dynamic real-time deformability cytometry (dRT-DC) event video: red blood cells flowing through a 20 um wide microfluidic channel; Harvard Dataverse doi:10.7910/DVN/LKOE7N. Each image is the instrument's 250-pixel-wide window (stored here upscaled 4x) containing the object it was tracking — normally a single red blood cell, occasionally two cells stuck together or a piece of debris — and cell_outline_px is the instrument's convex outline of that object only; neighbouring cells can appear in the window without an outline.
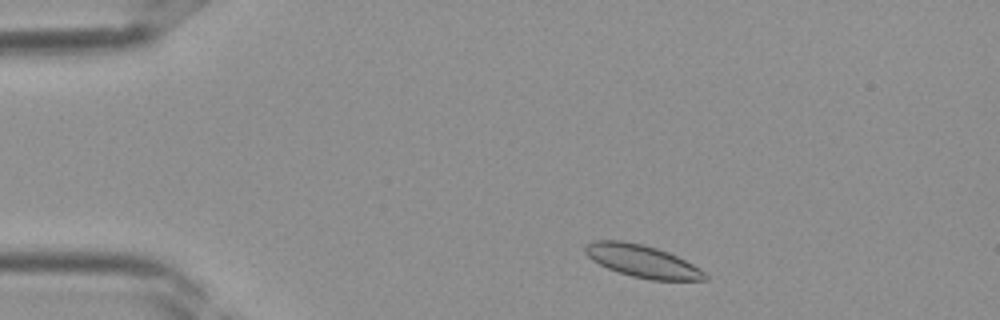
{"species": "Egyptian fruit bat (a non-hibernating species)", "species_latin": "Rousettus aegyptiacus", "temperature_condition": "room temperature", "stored_images_in_passage": 35, "camera_frame_rate_fps": 3000, "um_per_image_px": 0.085, "frame": {"image": 1, "passage_image": 3, "time_ms": 0.667, "image_size_px": [1000, 320], "cell_outline_px": [[708, 280], [648, 280], [632, 276], [608, 268], [592, 260], [584, 252], [584, 244], [596, 240], [620, 240], [644, 244], [668, 252], [692, 264], [704, 272], [708, 276]], "centroid_in_image_um": [54.57, 22.19], "position_along_channel_um": 30.4, "area_um2": 22.54}}
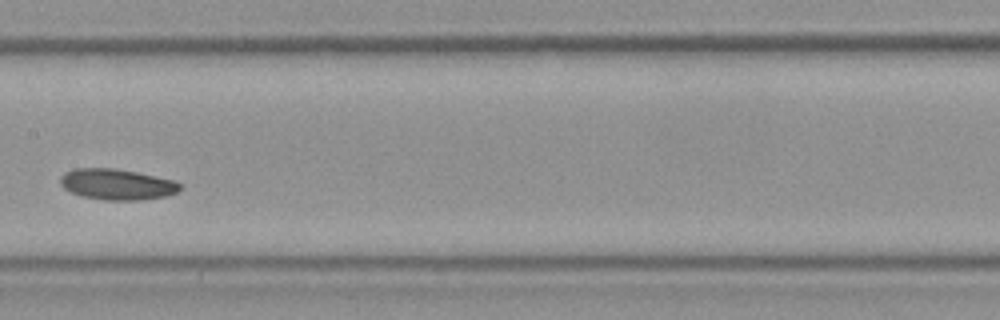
{"frame": {"image": 2, "passage_image": 16, "time_ms": 5.0, "image_size_px": [1000, 320], "cell_outline_px": [[184, 188], [176, 192], [164, 196], [140, 200], [104, 200], [80, 196], [64, 188], [60, 184], [60, 176], [64, 172], [76, 168], [112, 168], [136, 172], [176, 180], [184, 184]], "centroid_in_image_um": [9.97, 15.67], "position_along_channel_um": 197.4, "area_um2": 21.73}}
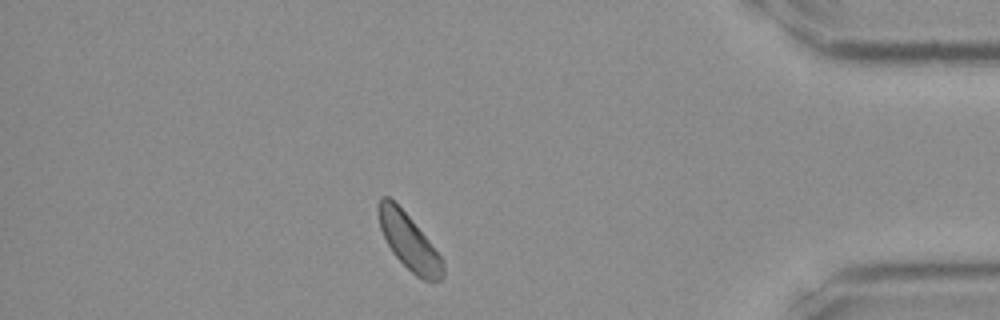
{"frame": {"image": 3, "passage_image": 30, "time_ms": 9.667, "image_size_px": [1000, 320], "cell_outline_px": [[444, 276], [440, 280], [432, 284], [416, 276], [392, 252], [380, 228], [376, 208], [380, 196], [388, 196], [412, 220], [444, 260]], "centroid_in_image_um": [34.77, 20.58], "position_along_channel_um": 400.4, "area_um2": 20.87}}